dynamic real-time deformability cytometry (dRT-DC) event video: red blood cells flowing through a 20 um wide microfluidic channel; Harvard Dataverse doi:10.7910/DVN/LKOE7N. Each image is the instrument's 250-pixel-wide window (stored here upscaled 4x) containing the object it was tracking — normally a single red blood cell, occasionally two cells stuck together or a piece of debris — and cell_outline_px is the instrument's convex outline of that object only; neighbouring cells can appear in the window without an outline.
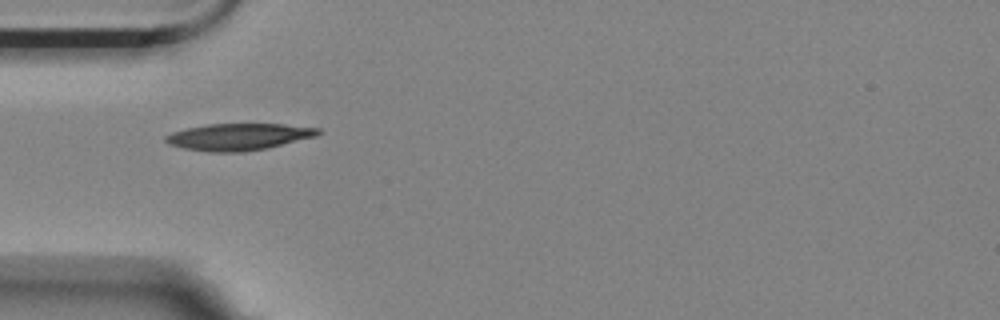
{"species": "Egyptian fruit bat (a non-hibernating species)", "species_latin": "Rousettus aegyptiacus", "temperature_condition": "room temperature", "stored_images_in_passage": 40, "camera_frame_rate_fps": 3000, "um_per_image_px": 0.085, "animal": {"sex": "female"}, "frame": {"image": 1, "passage_image": 1, "time_ms": 0.0, "image_size_px": [1000, 320], "cell_outline_px": [[324, 132], [316, 136], [268, 148], [244, 152], [212, 152], [184, 148], [168, 144], [164, 140], [164, 136], [172, 132], [188, 128], [208, 124], [284, 124], [320, 128]], "centroid_in_image_um": [20.31, 11.63], "position_along_channel_um": 64.7, "area_um2": 23.87}}
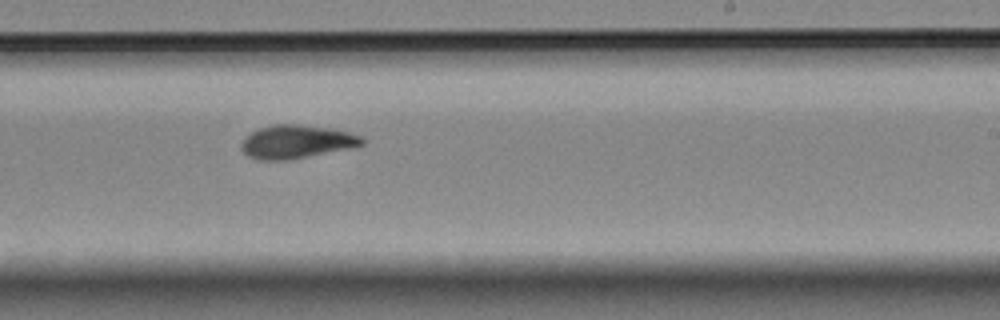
{"frame": {"image": 2, "passage_image": 18, "time_ms": 5.667, "image_size_px": [1000, 320], "cell_outline_px": [[364, 144], [348, 148], [288, 160], [260, 160], [248, 156], [240, 148], [240, 144], [244, 136], [260, 128], [276, 124], [296, 124], [328, 128], [348, 132], [364, 136]], "centroid_in_image_um": [25.17, 12.05], "position_along_channel_um": 263.8, "area_um2": 23.29}}
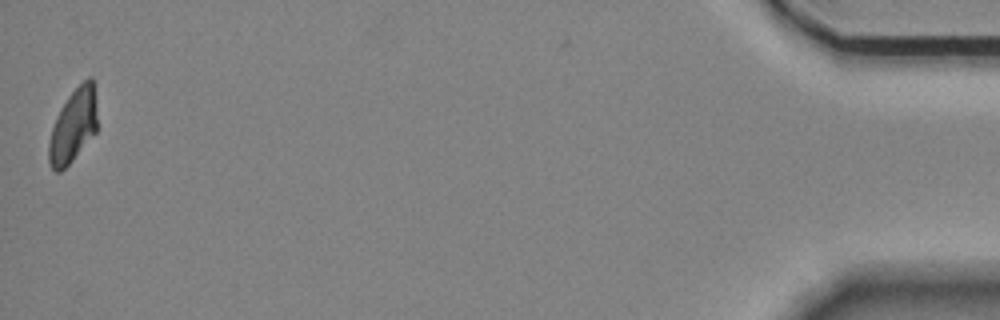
{"frame": {"image": 3, "passage_image": 40, "time_ms": 13.0, "image_size_px": [1000, 320], "cell_outline_px": [[96, 132], [72, 160], [60, 172], [56, 172], [52, 168], [48, 160], [48, 144], [52, 128], [56, 116], [60, 108], [68, 96], [88, 76], [92, 76], [96, 104]], "centroid_in_image_um": [6.21, 10.68], "position_along_channel_um": 429.0, "area_um2": 20.52}, "authors_computed_cell_mechanics": {"area_um2": 22.6287, "velocity_mm_per_s": 3.5155, "shape_relaxation_time_tau1_ms": 4.1074, "shape_relaxation_time_tau2_ms": 2.3718, "deformation_change_tau1": 0.1705, "deformation_change_tau2": 0.0853}}